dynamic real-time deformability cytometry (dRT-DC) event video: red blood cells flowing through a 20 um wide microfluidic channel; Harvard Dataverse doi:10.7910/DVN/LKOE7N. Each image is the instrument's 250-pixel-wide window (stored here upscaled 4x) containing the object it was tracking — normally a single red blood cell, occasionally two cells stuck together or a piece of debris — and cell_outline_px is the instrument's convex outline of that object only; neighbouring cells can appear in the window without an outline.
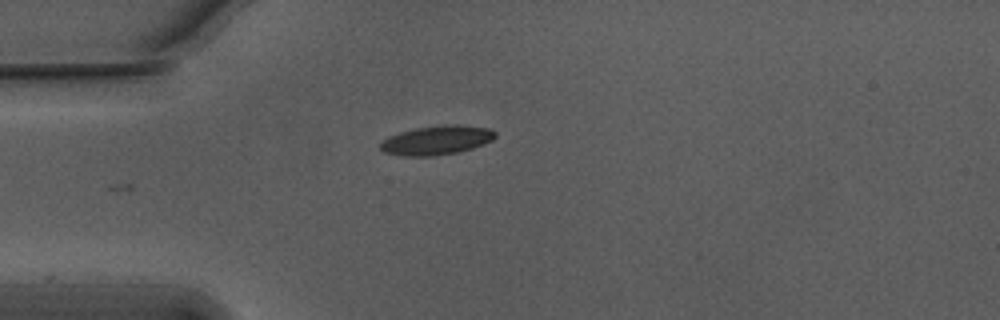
{"species": "Egyptian fruit bat (a non-hibernating species)", "species_latin": "Rousettus aegyptiacus", "temperature_condition": "warm", "stored_images_in_passage": 37, "camera_frame_rate_fps": 3000, "um_per_image_px": 0.085, "animal": {"sex": "male"}, "frame": {"image": 1, "passage_image": 1, "time_ms": 0.0, "image_size_px": [1000, 320], "cell_outline_px": [[496, 136], [492, 140], [484, 144], [472, 148], [456, 152], [432, 156], [404, 156], [384, 152], [380, 148], [380, 144], [388, 136], [400, 132], [416, 128], [448, 124], [456, 124], [488, 128], [496, 132]], "centroid_in_image_um": [37.12, 11.91], "position_along_channel_um": 47.9, "area_um2": 19.36}}
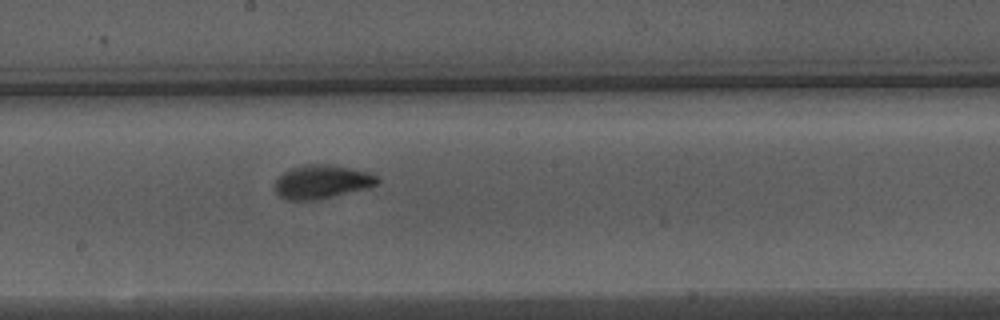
{"frame": {"image": 2, "passage_image": 16, "time_ms": 5.0, "image_size_px": [1000, 320], "cell_outline_px": [[380, 180], [376, 184], [364, 188], [316, 200], [288, 200], [280, 196], [276, 192], [276, 180], [284, 172], [292, 168], [308, 164], [328, 164], [368, 172], [376, 176]], "centroid_in_image_um": [27.33, 15.45], "position_along_channel_um": 220.9, "area_um2": 19.54}}
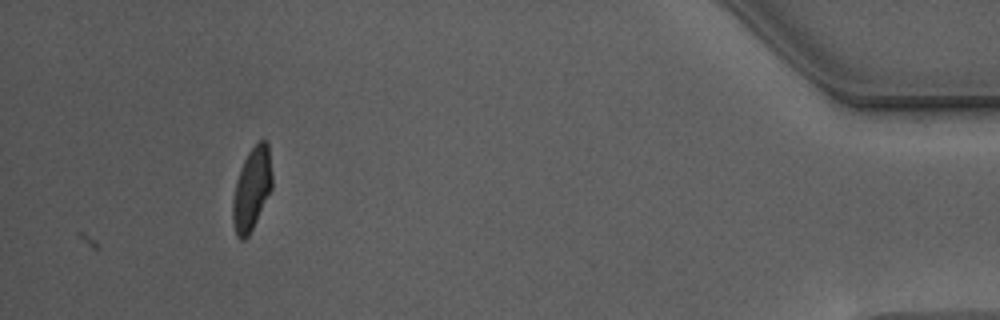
{"frame": {"image": 3, "passage_image": 37, "time_ms": 12.0, "image_size_px": [1000, 320], "cell_outline_px": [[272, 188], [248, 236], [244, 240], [240, 240], [236, 236], [232, 220], [232, 200], [236, 180], [240, 168], [248, 152], [260, 140], [268, 140], [272, 172]], "centroid_in_image_um": [21.39, 16.05], "position_along_channel_um": 413.8, "area_um2": 19.02}, "authors_computed_cell_mechanics": {"area_um2": 19.1896, "velocity_mm_per_s": 3.7467, "shape_relaxation_time_tau1_ms": 3.0201, "shape_relaxation_time_tau2_ms": 1.0696, "deformation_change_tau1": 0.1427, "deformation_change_tau2": 0.0595}}